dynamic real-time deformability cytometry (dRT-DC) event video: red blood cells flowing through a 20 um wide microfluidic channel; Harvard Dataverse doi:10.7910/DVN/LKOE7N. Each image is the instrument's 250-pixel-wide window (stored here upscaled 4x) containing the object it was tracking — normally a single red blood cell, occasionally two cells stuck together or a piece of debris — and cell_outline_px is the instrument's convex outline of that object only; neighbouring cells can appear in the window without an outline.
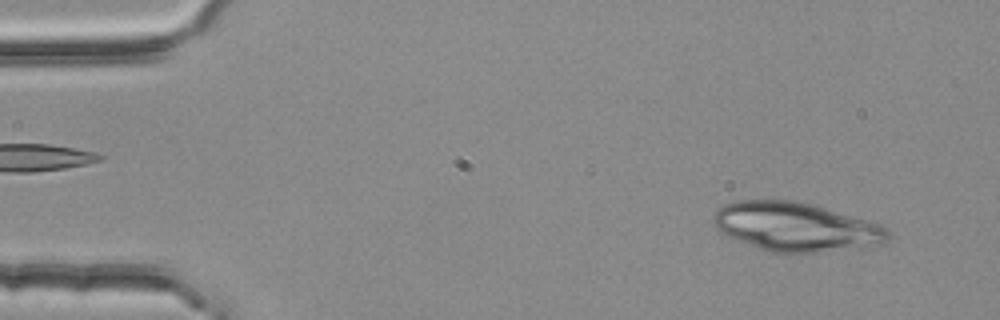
{"species": "common noctule bat (a hibernating species)", "species_latin": "Nyctalus noctula", "temperature_condition": "room temperature", "stored_images_in_passage": 3, "camera_frame_rate_fps": 3000, "um_per_image_px": 0.085, "animal": {"sex": "female", "body_mass_g": 25.1}, "frame": {"image": 1, "passage_image": 1, "time_ms": 0.0, "image_size_px": [1000, 320], "cell_outline_px": [[892, 232], [888, 240], [884, 244], [864, 248], [816, 252], [772, 252], [760, 248], [728, 236], [720, 232], [716, 228], [712, 220], [712, 216], [716, 208], [724, 204], [740, 200], [796, 200], [812, 204], [868, 220], [880, 224], [888, 228]], "centroid_in_image_um": [67.69, 19.27], "position_along_channel_um": 17.3, "area_um2": 50.05}}